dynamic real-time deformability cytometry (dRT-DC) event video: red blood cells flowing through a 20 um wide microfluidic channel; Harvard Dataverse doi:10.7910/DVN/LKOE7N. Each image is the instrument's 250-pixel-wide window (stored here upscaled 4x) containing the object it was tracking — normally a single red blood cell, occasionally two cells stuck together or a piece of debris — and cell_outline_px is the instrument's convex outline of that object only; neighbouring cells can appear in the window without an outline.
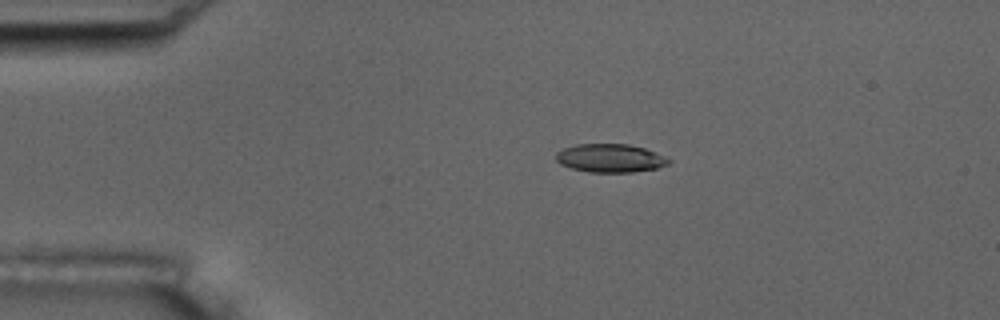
{"species": "common noctule bat (a hibernating species)", "species_latin": "Nyctalus noctula", "temperature_condition": "room temperature", "stored_images_in_passage": 9, "camera_frame_rate_fps": 3000, "um_per_image_px": 0.085, "animal": {"sex": "male", "body_mass_g": 17.5, "forearm_length_mm": 52.3}, "frame": {"image": 1, "passage_image": 3, "time_ms": 2.333, "image_size_px": [1000, 320], "cell_outline_px": [[672, 160], [668, 164], [656, 168], [632, 172], [588, 172], [572, 168], [560, 164], [556, 160], [556, 152], [564, 148], [576, 144], [628, 144], [644, 148], [656, 152]], "centroid_in_image_um": [51.86, 13.44], "position_along_channel_um": 33.1, "area_um2": 18.61}}
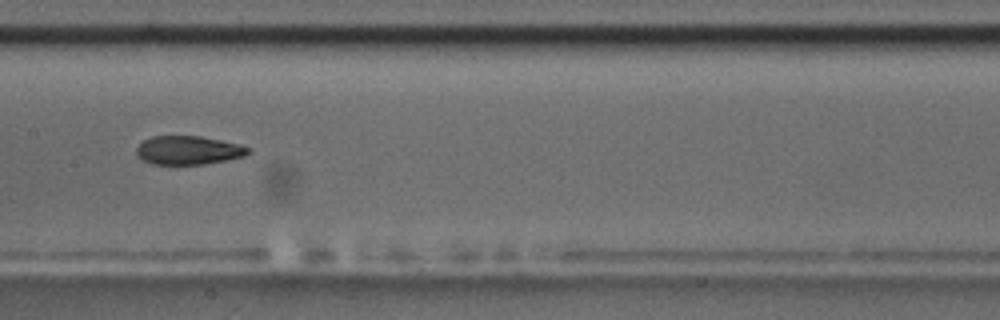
{"frame": {"image": 2, "passage_image": 8, "time_ms": 8.0, "image_size_px": [1000, 320], "cell_outline_px": [[252, 148], [244, 156], [228, 160], [204, 164], [152, 164], [136, 156], [136, 148], [144, 140], [152, 136], [200, 136], [240, 144]], "centroid_in_image_um": [16.01, 12.77], "position_along_channel_um": 191.4, "area_um2": 18.67}}